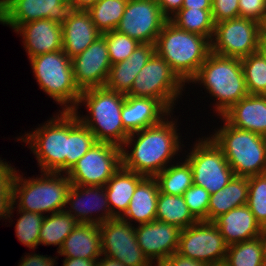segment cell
<instances>
[{
  "label": "cell",
  "instance_id": "obj_28",
  "mask_svg": "<svg viewBox=\"0 0 266 266\" xmlns=\"http://www.w3.org/2000/svg\"><path fill=\"white\" fill-rule=\"evenodd\" d=\"M144 177L121 166L108 180L104 187L114 217H122L125 214L136 186Z\"/></svg>",
  "mask_w": 266,
  "mask_h": 266
},
{
  "label": "cell",
  "instance_id": "obj_30",
  "mask_svg": "<svg viewBox=\"0 0 266 266\" xmlns=\"http://www.w3.org/2000/svg\"><path fill=\"white\" fill-rule=\"evenodd\" d=\"M96 142L91 130L79 121L73 111H67L66 174Z\"/></svg>",
  "mask_w": 266,
  "mask_h": 266
},
{
  "label": "cell",
  "instance_id": "obj_17",
  "mask_svg": "<svg viewBox=\"0 0 266 266\" xmlns=\"http://www.w3.org/2000/svg\"><path fill=\"white\" fill-rule=\"evenodd\" d=\"M71 62L74 81L81 92L105 86L112 64L102 35L84 52L73 57Z\"/></svg>",
  "mask_w": 266,
  "mask_h": 266
},
{
  "label": "cell",
  "instance_id": "obj_19",
  "mask_svg": "<svg viewBox=\"0 0 266 266\" xmlns=\"http://www.w3.org/2000/svg\"><path fill=\"white\" fill-rule=\"evenodd\" d=\"M135 226L138 245L150 262L166 260L178 251L179 227L158 220Z\"/></svg>",
  "mask_w": 266,
  "mask_h": 266
},
{
  "label": "cell",
  "instance_id": "obj_18",
  "mask_svg": "<svg viewBox=\"0 0 266 266\" xmlns=\"http://www.w3.org/2000/svg\"><path fill=\"white\" fill-rule=\"evenodd\" d=\"M66 204L70 207L66 206L68 209L65 210L78 223L99 225L115 218L111 213L104 186L72 184L67 194ZM95 212L97 215L94 214Z\"/></svg>",
  "mask_w": 266,
  "mask_h": 266
},
{
  "label": "cell",
  "instance_id": "obj_21",
  "mask_svg": "<svg viewBox=\"0 0 266 266\" xmlns=\"http://www.w3.org/2000/svg\"><path fill=\"white\" fill-rule=\"evenodd\" d=\"M62 25V50L72 59L84 52L102 33L84 10H71Z\"/></svg>",
  "mask_w": 266,
  "mask_h": 266
},
{
  "label": "cell",
  "instance_id": "obj_24",
  "mask_svg": "<svg viewBox=\"0 0 266 266\" xmlns=\"http://www.w3.org/2000/svg\"><path fill=\"white\" fill-rule=\"evenodd\" d=\"M154 53V44L140 43L128 59L111 65L105 87L127 95L134 79Z\"/></svg>",
  "mask_w": 266,
  "mask_h": 266
},
{
  "label": "cell",
  "instance_id": "obj_8",
  "mask_svg": "<svg viewBox=\"0 0 266 266\" xmlns=\"http://www.w3.org/2000/svg\"><path fill=\"white\" fill-rule=\"evenodd\" d=\"M58 113L32 133L25 132L16 139L28 144L41 172L66 174L67 111Z\"/></svg>",
  "mask_w": 266,
  "mask_h": 266
},
{
  "label": "cell",
  "instance_id": "obj_9",
  "mask_svg": "<svg viewBox=\"0 0 266 266\" xmlns=\"http://www.w3.org/2000/svg\"><path fill=\"white\" fill-rule=\"evenodd\" d=\"M184 86L169 64L154 53L134 79L127 95L157 99L172 112L177 99L182 97Z\"/></svg>",
  "mask_w": 266,
  "mask_h": 266
},
{
  "label": "cell",
  "instance_id": "obj_7",
  "mask_svg": "<svg viewBox=\"0 0 266 266\" xmlns=\"http://www.w3.org/2000/svg\"><path fill=\"white\" fill-rule=\"evenodd\" d=\"M29 60L39 88L61 105L62 111H73L81 91L74 81L72 62L67 54L59 50Z\"/></svg>",
  "mask_w": 266,
  "mask_h": 266
},
{
  "label": "cell",
  "instance_id": "obj_16",
  "mask_svg": "<svg viewBox=\"0 0 266 266\" xmlns=\"http://www.w3.org/2000/svg\"><path fill=\"white\" fill-rule=\"evenodd\" d=\"M167 20L156 0H128L116 30L139 43L155 44Z\"/></svg>",
  "mask_w": 266,
  "mask_h": 266
},
{
  "label": "cell",
  "instance_id": "obj_13",
  "mask_svg": "<svg viewBox=\"0 0 266 266\" xmlns=\"http://www.w3.org/2000/svg\"><path fill=\"white\" fill-rule=\"evenodd\" d=\"M228 244L213 222L198 221L181 230L178 253L209 266L224 264Z\"/></svg>",
  "mask_w": 266,
  "mask_h": 266
},
{
  "label": "cell",
  "instance_id": "obj_50",
  "mask_svg": "<svg viewBox=\"0 0 266 266\" xmlns=\"http://www.w3.org/2000/svg\"><path fill=\"white\" fill-rule=\"evenodd\" d=\"M98 259L64 258L63 266H96Z\"/></svg>",
  "mask_w": 266,
  "mask_h": 266
},
{
  "label": "cell",
  "instance_id": "obj_49",
  "mask_svg": "<svg viewBox=\"0 0 266 266\" xmlns=\"http://www.w3.org/2000/svg\"><path fill=\"white\" fill-rule=\"evenodd\" d=\"M182 8L211 10L212 0H184Z\"/></svg>",
  "mask_w": 266,
  "mask_h": 266
},
{
  "label": "cell",
  "instance_id": "obj_51",
  "mask_svg": "<svg viewBox=\"0 0 266 266\" xmlns=\"http://www.w3.org/2000/svg\"><path fill=\"white\" fill-rule=\"evenodd\" d=\"M99 0H69L71 10H84L87 11Z\"/></svg>",
  "mask_w": 266,
  "mask_h": 266
},
{
  "label": "cell",
  "instance_id": "obj_36",
  "mask_svg": "<svg viewBox=\"0 0 266 266\" xmlns=\"http://www.w3.org/2000/svg\"><path fill=\"white\" fill-rule=\"evenodd\" d=\"M128 0H99L87 12L97 29L103 34L116 30Z\"/></svg>",
  "mask_w": 266,
  "mask_h": 266
},
{
  "label": "cell",
  "instance_id": "obj_37",
  "mask_svg": "<svg viewBox=\"0 0 266 266\" xmlns=\"http://www.w3.org/2000/svg\"><path fill=\"white\" fill-rule=\"evenodd\" d=\"M265 264L259 238L228 245L224 266H262Z\"/></svg>",
  "mask_w": 266,
  "mask_h": 266
},
{
  "label": "cell",
  "instance_id": "obj_6",
  "mask_svg": "<svg viewBox=\"0 0 266 266\" xmlns=\"http://www.w3.org/2000/svg\"><path fill=\"white\" fill-rule=\"evenodd\" d=\"M218 118L224 125L214 129L209 137L224 153L234 175L250 177L266 173V137Z\"/></svg>",
  "mask_w": 266,
  "mask_h": 266
},
{
  "label": "cell",
  "instance_id": "obj_2",
  "mask_svg": "<svg viewBox=\"0 0 266 266\" xmlns=\"http://www.w3.org/2000/svg\"><path fill=\"white\" fill-rule=\"evenodd\" d=\"M126 95L104 87L87 89L81 92L77 107L73 112L79 121L88 127L97 142H108L121 147L130 133L124 128L121 110ZM89 114H79L82 104Z\"/></svg>",
  "mask_w": 266,
  "mask_h": 266
},
{
  "label": "cell",
  "instance_id": "obj_40",
  "mask_svg": "<svg viewBox=\"0 0 266 266\" xmlns=\"http://www.w3.org/2000/svg\"><path fill=\"white\" fill-rule=\"evenodd\" d=\"M102 36L106 40L111 64L128 59L140 44L137 40L119 33L117 30L103 33Z\"/></svg>",
  "mask_w": 266,
  "mask_h": 266
},
{
  "label": "cell",
  "instance_id": "obj_43",
  "mask_svg": "<svg viewBox=\"0 0 266 266\" xmlns=\"http://www.w3.org/2000/svg\"><path fill=\"white\" fill-rule=\"evenodd\" d=\"M239 17L262 24L266 18V0H239Z\"/></svg>",
  "mask_w": 266,
  "mask_h": 266
},
{
  "label": "cell",
  "instance_id": "obj_32",
  "mask_svg": "<svg viewBox=\"0 0 266 266\" xmlns=\"http://www.w3.org/2000/svg\"><path fill=\"white\" fill-rule=\"evenodd\" d=\"M77 224L66 210L45 215L39 233V245L58 246V252Z\"/></svg>",
  "mask_w": 266,
  "mask_h": 266
},
{
  "label": "cell",
  "instance_id": "obj_4",
  "mask_svg": "<svg viewBox=\"0 0 266 266\" xmlns=\"http://www.w3.org/2000/svg\"><path fill=\"white\" fill-rule=\"evenodd\" d=\"M190 83L202 85L210 97L216 100L213 108L217 116H221L232 105L248 95L241 59L221 56L213 52L208 54Z\"/></svg>",
  "mask_w": 266,
  "mask_h": 266
},
{
  "label": "cell",
  "instance_id": "obj_48",
  "mask_svg": "<svg viewBox=\"0 0 266 266\" xmlns=\"http://www.w3.org/2000/svg\"><path fill=\"white\" fill-rule=\"evenodd\" d=\"M166 261L171 266H209L208 264L194 260L192 258L185 257L178 252L173 253L169 258L166 259Z\"/></svg>",
  "mask_w": 266,
  "mask_h": 266
},
{
  "label": "cell",
  "instance_id": "obj_29",
  "mask_svg": "<svg viewBox=\"0 0 266 266\" xmlns=\"http://www.w3.org/2000/svg\"><path fill=\"white\" fill-rule=\"evenodd\" d=\"M248 177L234 176L221 190L210 195L208 222H213L220 215L248 202Z\"/></svg>",
  "mask_w": 266,
  "mask_h": 266
},
{
  "label": "cell",
  "instance_id": "obj_52",
  "mask_svg": "<svg viewBox=\"0 0 266 266\" xmlns=\"http://www.w3.org/2000/svg\"><path fill=\"white\" fill-rule=\"evenodd\" d=\"M101 257L97 260L96 266H125L118 260H114L106 256L103 257V255Z\"/></svg>",
  "mask_w": 266,
  "mask_h": 266
},
{
  "label": "cell",
  "instance_id": "obj_14",
  "mask_svg": "<svg viewBox=\"0 0 266 266\" xmlns=\"http://www.w3.org/2000/svg\"><path fill=\"white\" fill-rule=\"evenodd\" d=\"M102 255L118 260L125 266H150V261L140 249L135 225L121 217L99 224Z\"/></svg>",
  "mask_w": 266,
  "mask_h": 266
},
{
  "label": "cell",
  "instance_id": "obj_25",
  "mask_svg": "<svg viewBox=\"0 0 266 266\" xmlns=\"http://www.w3.org/2000/svg\"><path fill=\"white\" fill-rule=\"evenodd\" d=\"M213 223L228 245L258 238L261 230L247 204L220 215Z\"/></svg>",
  "mask_w": 266,
  "mask_h": 266
},
{
  "label": "cell",
  "instance_id": "obj_3",
  "mask_svg": "<svg viewBox=\"0 0 266 266\" xmlns=\"http://www.w3.org/2000/svg\"><path fill=\"white\" fill-rule=\"evenodd\" d=\"M154 46L155 53L187 84L197 75L211 52L207 37L182 30L170 20L163 25Z\"/></svg>",
  "mask_w": 266,
  "mask_h": 266
},
{
  "label": "cell",
  "instance_id": "obj_47",
  "mask_svg": "<svg viewBox=\"0 0 266 266\" xmlns=\"http://www.w3.org/2000/svg\"><path fill=\"white\" fill-rule=\"evenodd\" d=\"M184 0H156L162 14L169 20L181 8Z\"/></svg>",
  "mask_w": 266,
  "mask_h": 266
},
{
  "label": "cell",
  "instance_id": "obj_23",
  "mask_svg": "<svg viewBox=\"0 0 266 266\" xmlns=\"http://www.w3.org/2000/svg\"><path fill=\"white\" fill-rule=\"evenodd\" d=\"M221 117L231 126L266 137V95H247Z\"/></svg>",
  "mask_w": 266,
  "mask_h": 266
},
{
  "label": "cell",
  "instance_id": "obj_12",
  "mask_svg": "<svg viewBox=\"0 0 266 266\" xmlns=\"http://www.w3.org/2000/svg\"><path fill=\"white\" fill-rule=\"evenodd\" d=\"M121 166V147L96 142L66 175L74 185L105 186Z\"/></svg>",
  "mask_w": 266,
  "mask_h": 266
},
{
  "label": "cell",
  "instance_id": "obj_35",
  "mask_svg": "<svg viewBox=\"0 0 266 266\" xmlns=\"http://www.w3.org/2000/svg\"><path fill=\"white\" fill-rule=\"evenodd\" d=\"M249 95H266V48L241 59Z\"/></svg>",
  "mask_w": 266,
  "mask_h": 266
},
{
  "label": "cell",
  "instance_id": "obj_5",
  "mask_svg": "<svg viewBox=\"0 0 266 266\" xmlns=\"http://www.w3.org/2000/svg\"><path fill=\"white\" fill-rule=\"evenodd\" d=\"M16 170L12 181V206L23 211L48 215L66 209L71 181L64 173L40 172L41 177H23ZM18 199V201H17ZM17 207H16V206ZM45 213V214H44Z\"/></svg>",
  "mask_w": 266,
  "mask_h": 266
},
{
  "label": "cell",
  "instance_id": "obj_33",
  "mask_svg": "<svg viewBox=\"0 0 266 266\" xmlns=\"http://www.w3.org/2000/svg\"><path fill=\"white\" fill-rule=\"evenodd\" d=\"M181 161V162H180ZM168 165L155 176L159 191L170 195H183L193 185V173L186 160Z\"/></svg>",
  "mask_w": 266,
  "mask_h": 266
},
{
  "label": "cell",
  "instance_id": "obj_42",
  "mask_svg": "<svg viewBox=\"0 0 266 266\" xmlns=\"http://www.w3.org/2000/svg\"><path fill=\"white\" fill-rule=\"evenodd\" d=\"M212 19L214 23L239 17V0H212Z\"/></svg>",
  "mask_w": 266,
  "mask_h": 266
},
{
  "label": "cell",
  "instance_id": "obj_20",
  "mask_svg": "<svg viewBox=\"0 0 266 266\" xmlns=\"http://www.w3.org/2000/svg\"><path fill=\"white\" fill-rule=\"evenodd\" d=\"M23 39L25 52L32 58L41 54L62 50V25L50 19H41L21 24L15 30Z\"/></svg>",
  "mask_w": 266,
  "mask_h": 266
},
{
  "label": "cell",
  "instance_id": "obj_11",
  "mask_svg": "<svg viewBox=\"0 0 266 266\" xmlns=\"http://www.w3.org/2000/svg\"><path fill=\"white\" fill-rule=\"evenodd\" d=\"M211 52L233 58H244L263 48L262 24L243 17L215 24Z\"/></svg>",
  "mask_w": 266,
  "mask_h": 266
},
{
  "label": "cell",
  "instance_id": "obj_41",
  "mask_svg": "<svg viewBox=\"0 0 266 266\" xmlns=\"http://www.w3.org/2000/svg\"><path fill=\"white\" fill-rule=\"evenodd\" d=\"M182 196L192 215L198 221L208 222L210 193L203 187L193 184Z\"/></svg>",
  "mask_w": 266,
  "mask_h": 266
},
{
  "label": "cell",
  "instance_id": "obj_34",
  "mask_svg": "<svg viewBox=\"0 0 266 266\" xmlns=\"http://www.w3.org/2000/svg\"><path fill=\"white\" fill-rule=\"evenodd\" d=\"M169 20L178 28L207 37L210 41L213 37L215 23L211 10L181 8Z\"/></svg>",
  "mask_w": 266,
  "mask_h": 266
},
{
  "label": "cell",
  "instance_id": "obj_55",
  "mask_svg": "<svg viewBox=\"0 0 266 266\" xmlns=\"http://www.w3.org/2000/svg\"><path fill=\"white\" fill-rule=\"evenodd\" d=\"M171 266L166 260L153 261L150 263V266Z\"/></svg>",
  "mask_w": 266,
  "mask_h": 266
},
{
  "label": "cell",
  "instance_id": "obj_54",
  "mask_svg": "<svg viewBox=\"0 0 266 266\" xmlns=\"http://www.w3.org/2000/svg\"><path fill=\"white\" fill-rule=\"evenodd\" d=\"M262 43L263 47L266 48V18L262 23Z\"/></svg>",
  "mask_w": 266,
  "mask_h": 266
},
{
  "label": "cell",
  "instance_id": "obj_26",
  "mask_svg": "<svg viewBox=\"0 0 266 266\" xmlns=\"http://www.w3.org/2000/svg\"><path fill=\"white\" fill-rule=\"evenodd\" d=\"M57 254L64 258L99 259L102 256L99 225L78 223Z\"/></svg>",
  "mask_w": 266,
  "mask_h": 266
},
{
  "label": "cell",
  "instance_id": "obj_15",
  "mask_svg": "<svg viewBox=\"0 0 266 266\" xmlns=\"http://www.w3.org/2000/svg\"><path fill=\"white\" fill-rule=\"evenodd\" d=\"M70 11L69 0H0V24L13 30L41 19L62 24Z\"/></svg>",
  "mask_w": 266,
  "mask_h": 266
},
{
  "label": "cell",
  "instance_id": "obj_22",
  "mask_svg": "<svg viewBox=\"0 0 266 266\" xmlns=\"http://www.w3.org/2000/svg\"><path fill=\"white\" fill-rule=\"evenodd\" d=\"M170 113L157 99L126 95L121 120L124 128L133 133L158 124Z\"/></svg>",
  "mask_w": 266,
  "mask_h": 266
},
{
  "label": "cell",
  "instance_id": "obj_38",
  "mask_svg": "<svg viewBox=\"0 0 266 266\" xmlns=\"http://www.w3.org/2000/svg\"><path fill=\"white\" fill-rule=\"evenodd\" d=\"M20 217L15 224V232L18 240L29 249L35 250L39 245V233L45 215L23 211L17 208Z\"/></svg>",
  "mask_w": 266,
  "mask_h": 266
},
{
  "label": "cell",
  "instance_id": "obj_10",
  "mask_svg": "<svg viewBox=\"0 0 266 266\" xmlns=\"http://www.w3.org/2000/svg\"><path fill=\"white\" fill-rule=\"evenodd\" d=\"M185 156L193 173V184L210 195L223 189L235 176L222 150L208 136L198 138Z\"/></svg>",
  "mask_w": 266,
  "mask_h": 266
},
{
  "label": "cell",
  "instance_id": "obj_46",
  "mask_svg": "<svg viewBox=\"0 0 266 266\" xmlns=\"http://www.w3.org/2000/svg\"><path fill=\"white\" fill-rule=\"evenodd\" d=\"M12 192H0V220L6 219L13 221L11 216L15 210L12 206Z\"/></svg>",
  "mask_w": 266,
  "mask_h": 266
},
{
  "label": "cell",
  "instance_id": "obj_39",
  "mask_svg": "<svg viewBox=\"0 0 266 266\" xmlns=\"http://www.w3.org/2000/svg\"><path fill=\"white\" fill-rule=\"evenodd\" d=\"M247 205L257 222L266 225V173L248 177Z\"/></svg>",
  "mask_w": 266,
  "mask_h": 266
},
{
  "label": "cell",
  "instance_id": "obj_31",
  "mask_svg": "<svg viewBox=\"0 0 266 266\" xmlns=\"http://www.w3.org/2000/svg\"><path fill=\"white\" fill-rule=\"evenodd\" d=\"M155 220L185 229L198 220L192 215L182 195L164 194L159 191Z\"/></svg>",
  "mask_w": 266,
  "mask_h": 266
},
{
  "label": "cell",
  "instance_id": "obj_1",
  "mask_svg": "<svg viewBox=\"0 0 266 266\" xmlns=\"http://www.w3.org/2000/svg\"><path fill=\"white\" fill-rule=\"evenodd\" d=\"M171 115L173 112L158 124L130 133L121 146L124 169L145 177H155L179 155L178 152L182 151L184 144L181 143L180 133L177 132L178 118H172ZM127 147H132L131 152Z\"/></svg>",
  "mask_w": 266,
  "mask_h": 266
},
{
  "label": "cell",
  "instance_id": "obj_45",
  "mask_svg": "<svg viewBox=\"0 0 266 266\" xmlns=\"http://www.w3.org/2000/svg\"><path fill=\"white\" fill-rule=\"evenodd\" d=\"M25 257H21L22 260H20L18 266H55L57 265L55 258L48 256V255H40L36 253H31L28 255H24Z\"/></svg>",
  "mask_w": 266,
  "mask_h": 266
},
{
  "label": "cell",
  "instance_id": "obj_27",
  "mask_svg": "<svg viewBox=\"0 0 266 266\" xmlns=\"http://www.w3.org/2000/svg\"><path fill=\"white\" fill-rule=\"evenodd\" d=\"M158 195L159 185L155 177H144L136 186L129 207L121 218L131 224L154 221Z\"/></svg>",
  "mask_w": 266,
  "mask_h": 266
},
{
  "label": "cell",
  "instance_id": "obj_44",
  "mask_svg": "<svg viewBox=\"0 0 266 266\" xmlns=\"http://www.w3.org/2000/svg\"><path fill=\"white\" fill-rule=\"evenodd\" d=\"M16 168L0 158V192H12V181Z\"/></svg>",
  "mask_w": 266,
  "mask_h": 266
},
{
  "label": "cell",
  "instance_id": "obj_53",
  "mask_svg": "<svg viewBox=\"0 0 266 266\" xmlns=\"http://www.w3.org/2000/svg\"><path fill=\"white\" fill-rule=\"evenodd\" d=\"M260 243H261V247H262V251H263V258H264V262L266 264V225L261 226V230L258 236Z\"/></svg>",
  "mask_w": 266,
  "mask_h": 266
}]
</instances>
